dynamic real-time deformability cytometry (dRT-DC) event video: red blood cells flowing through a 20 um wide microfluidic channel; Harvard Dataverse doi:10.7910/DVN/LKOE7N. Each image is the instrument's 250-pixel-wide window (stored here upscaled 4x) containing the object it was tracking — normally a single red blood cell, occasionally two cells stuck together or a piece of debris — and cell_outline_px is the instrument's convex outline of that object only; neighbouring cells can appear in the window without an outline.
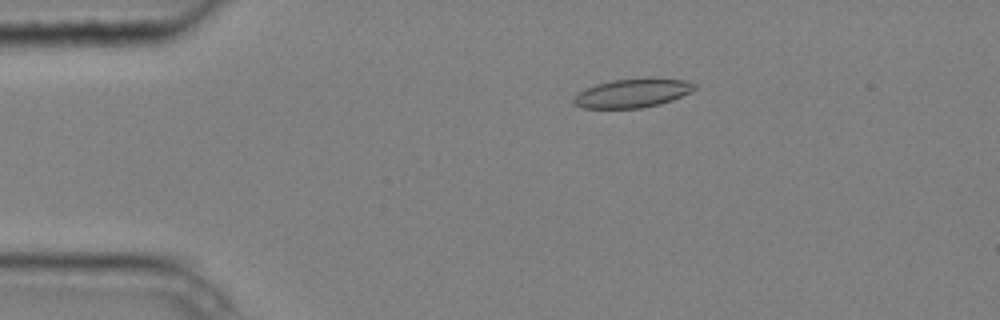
{"species": "common noctule bat (a hibernating species)", "species_latin": "Nyctalus noctula", "temperature_condition": "cold", "stored_images_in_passage": 5, "camera_frame_rate_fps": 3000, "um_per_image_px": 0.085, "animal": {"sex": "male", "body_mass_g": 20.4}, "frame": {"image": 1, "passage_image": 3, "time_ms": 0.667, "image_size_px": [1000, 320], "cell_outline_px": [[696, 88], [692, 92], [672, 100], [660, 104], [640, 108], [584, 108], [576, 104], [572, 100], [584, 88], [596, 84], [612, 80], [648, 76], [652, 76], [684, 80], [696, 84]], "centroid_in_image_um": [53.82, 7.88], "position_along_channel_um": 31.2, "area_um2": 20.69}}
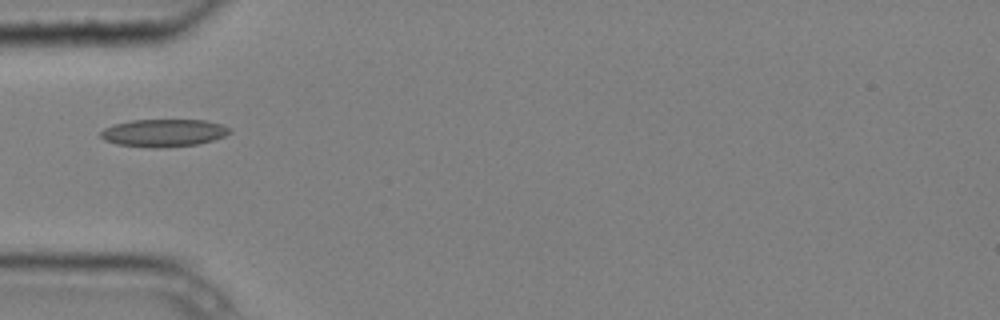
{"frame": {"image": 2, "passage_image": 5, "time_ms": 1.333, "image_size_px": [1000, 320], "cell_outline_px": [[232, 132], [224, 136], [212, 140], [196, 144], [156, 148], [116, 144], [104, 140], [100, 136], [100, 132], [104, 128], [112, 124], [132, 120], [204, 120], [220, 124], [228, 128]], "centroid_in_image_um": [13.86, 11.29], "position_along_channel_um": 71.1, "area_um2": 20.58}}